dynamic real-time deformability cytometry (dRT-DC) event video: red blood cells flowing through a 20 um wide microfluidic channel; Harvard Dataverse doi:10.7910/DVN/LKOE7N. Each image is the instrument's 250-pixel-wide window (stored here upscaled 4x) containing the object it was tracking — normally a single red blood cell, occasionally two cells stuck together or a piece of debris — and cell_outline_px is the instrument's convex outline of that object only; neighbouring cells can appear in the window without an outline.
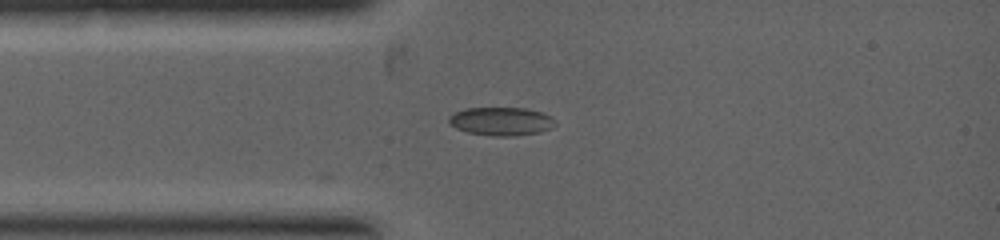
{"species": "common noctule bat (a hibernating species)", "species_latin": "Nyctalus noctula", "temperature_condition": "warm", "stored_images_in_passage": 1, "camera_frame_rate_fps": 5000, "um_per_image_px": 0.085, "animal": {"sex": "female", "body_mass_g": 19.0, "forearm_length_mm": 53.3}, "frame": {"image": 1, "passage_image": 1, "time_ms": 0.0, "image_size_px": [1000, 240], "cell_outline_px": [[556, 124], [540, 132], [516, 136], [492, 136], [468, 132], [456, 128], [448, 120], [448, 116], [464, 108], [528, 108], [544, 112], [552, 116], [556, 120]], "centroid_in_image_um": [42.64, 10.3], "position_along_channel_um": 42.4, "area_um2": 17.69}}